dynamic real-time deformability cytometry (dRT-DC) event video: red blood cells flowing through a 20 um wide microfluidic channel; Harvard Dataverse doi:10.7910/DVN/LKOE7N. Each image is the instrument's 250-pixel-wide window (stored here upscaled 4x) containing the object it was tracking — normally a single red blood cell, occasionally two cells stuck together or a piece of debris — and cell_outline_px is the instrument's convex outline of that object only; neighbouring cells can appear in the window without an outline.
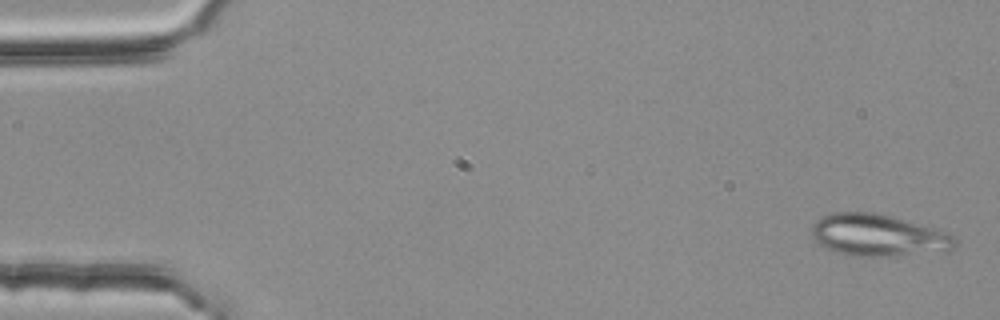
{"species": "common noctule bat (a hibernating species)", "species_latin": "Nyctalus noctula", "temperature_condition": "room temperature", "stored_images_in_passage": 52, "camera_frame_rate_fps": 3000, "um_per_image_px": 0.085, "animal": {"sex": "female", "body_mass_g": 25.1}, "frame": {"image": 1, "passage_image": 1, "time_ms": 0.0, "image_size_px": [1000, 320], "cell_outline_px": [[956, 248], [948, 252], [888, 256], [852, 256], [836, 252], [824, 248], [812, 236], [812, 224], [820, 216], [832, 212], [876, 212], [892, 216], [932, 228], [944, 232], [952, 236], [956, 240]], "centroid_in_image_um": [74.63, 20.01], "position_along_channel_um": 10.4, "area_um2": 35.26}}
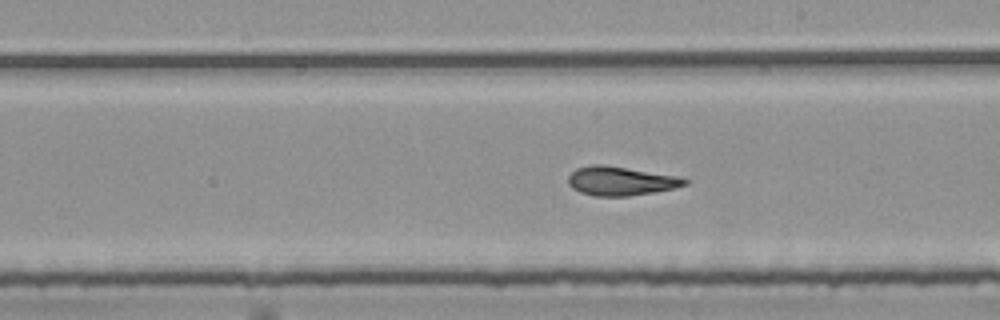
{"frame": {"image": 2, "passage_image": 30, "time_ms": 9.667, "image_size_px": [1000, 320], "cell_outline_px": [[688, 184], [676, 188], [628, 196], [596, 196], [580, 192], [572, 188], [568, 184], [568, 176], [576, 168], [592, 164], [604, 164], [676, 176], [688, 180]], "centroid_in_image_um": [52.73, 15.38], "position_along_channel_um": 236.3, "area_um2": 19.59}}
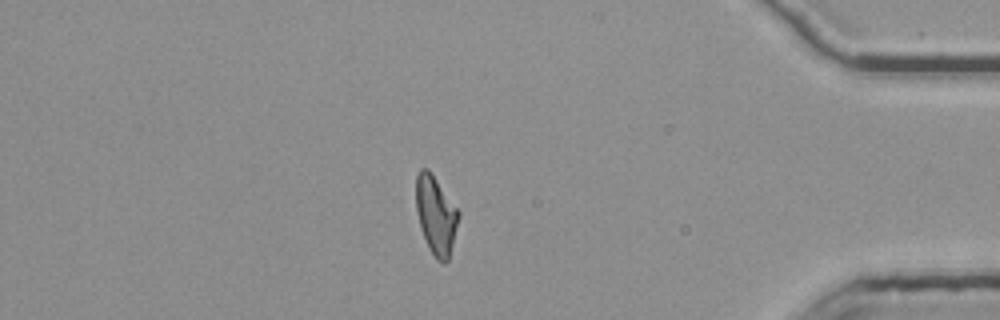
{"frame": {"image": 3, "passage_image": 46, "time_ms": 15.0, "image_size_px": [1000, 320], "cell_outline_px": [[460, 216], [448, 260], [444, 264], [436, 260], [428, 248], [420, 228], [416, 208], [416, 176], [420, 168], [428, 168], [460, 212]], "centroid_in_image_um": [37.04, 18.3], "position_along_channel_um": 398.2, "area_um2": 19.48}, "authors_computed_cell_mechanics": {"area_um2": 19.8543, "velocity_mm_per_s": 3.7676, "shape_relaxation_time_tau1_ms": null, "shape_relaxation_time_tau2_ms": 2.4316, "deformation_change_tau1": null, "deformation_change_tau2": 0.1166}}